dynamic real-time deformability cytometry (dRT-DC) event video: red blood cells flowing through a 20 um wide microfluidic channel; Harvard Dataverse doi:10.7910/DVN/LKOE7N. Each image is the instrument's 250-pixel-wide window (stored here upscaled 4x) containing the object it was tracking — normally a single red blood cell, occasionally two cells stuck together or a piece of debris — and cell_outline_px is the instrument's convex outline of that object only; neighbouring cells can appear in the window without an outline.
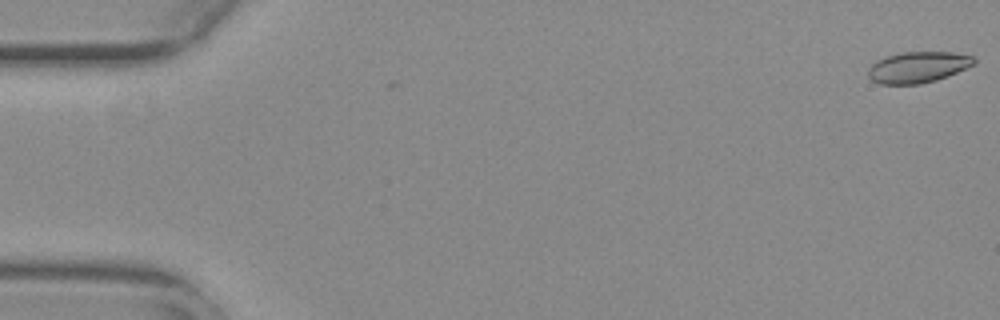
{"species": "common noctule bat (a hibernating species)", "species_latin": "Nyctalus noctula", "temperature_condition": "warm", "stored_images_in_passage": 3, "camera_frame_rate_fps": 3000, "um_per_image_px": 0.085, "animal": {"sex": "female", "body_mass_g": 29.2, "forearm_length_mm": 56.3}, "frame": {"image": 1, "passage_image": 1, "time_ms": 0.0, "image_size_px": [1000, 320], "cell_outline_px": [[976, 64], [948, 76], [936, 80], [920, 84], [880, 84], [872, 80], [868, 76], [868, 68], [876, 60], [884, 56], [904, 52], [952, 52], [976, 56]], "centroid_in_image_um": [78.04, 5.7], "position_along_channel_um": 7.0, "area_um2": 19.42}}